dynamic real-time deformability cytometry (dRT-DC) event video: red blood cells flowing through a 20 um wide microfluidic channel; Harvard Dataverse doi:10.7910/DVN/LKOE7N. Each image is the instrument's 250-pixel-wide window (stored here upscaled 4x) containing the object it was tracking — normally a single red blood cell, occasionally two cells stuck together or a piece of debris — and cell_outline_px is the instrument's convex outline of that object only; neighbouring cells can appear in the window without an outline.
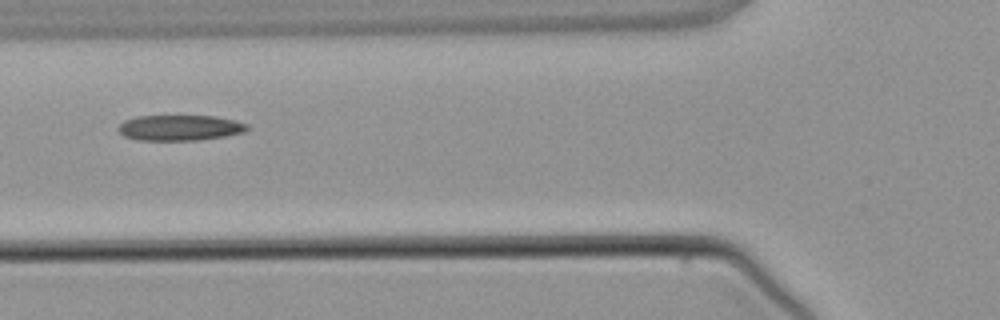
{"species": "common noctule bat (a hibernating species)", "species_latin": "Nyctalus noctula", "temperature_condition": "warm", "stored_images_in_passage": 5, "camera_frame_rate_fps": 3000, "um_per_image_px": 0.085, "animal": {"sex": "male", "body_mass_g": 21.5, "forearm_length_mm": 52.0}, "frame": {"image": 1, "passage_image": 4, "time_ms": 3.667, "image_size_px": [1000, 320], "cell_outline_px": [[248, 128], [244, 132], [224, 136], [196, 140], [136, 140], [124, 136], [116, 128], [124, 120], [136, 116], [216, 116], [248, 124]], "centroid_in_image_um": [15.24, 10.86], "position_along_channel_um": 110.6, "area_um2": 19.13}}